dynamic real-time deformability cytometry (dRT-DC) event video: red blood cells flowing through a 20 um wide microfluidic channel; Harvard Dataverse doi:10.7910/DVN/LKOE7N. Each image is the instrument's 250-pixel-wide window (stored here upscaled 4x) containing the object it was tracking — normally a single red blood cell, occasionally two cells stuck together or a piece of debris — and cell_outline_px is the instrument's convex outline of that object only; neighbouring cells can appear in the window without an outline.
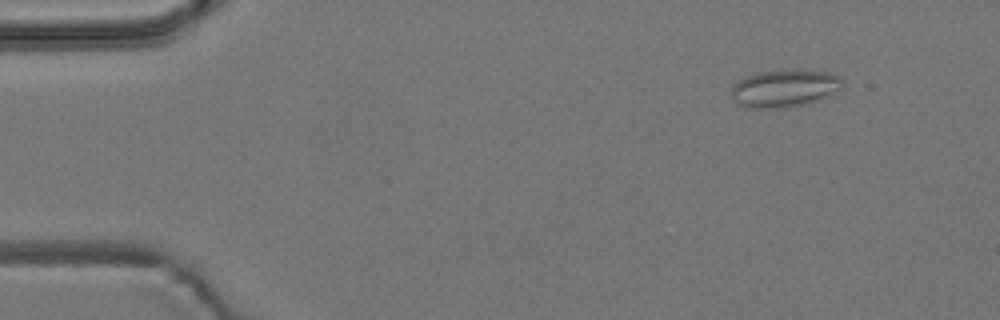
{"species": "common noctule bat (a hibernating species)", "species_latin": "Nyctalus noctula", "temperature_condition": "room temperature", "stored_images_in_passage": 4, "camera_frame_rate_fps": 3000, "um_per_image_px": 0.085, "animal": {"sex": "male", "body_mass_g": 19.2, "forearm_length_mm": 51.8}, "frame": {"image": 1, "passage_image": 2, "time_ms": 1.0, "image_size_px": [1000, 320], "cell_outline_px": [[844, 84], [840, 88], [820, 100], [804, 104], [772, 108], [756, 108], [736, 104], [732, 100], [732, 84], [756, 72], [796, 68], [808, 68], [828, 72], [844, 80]], "centroid_in_image_um": [66.69, 7.47], "position_along_channel_um": 18.3, "area_um2": 24.57}}